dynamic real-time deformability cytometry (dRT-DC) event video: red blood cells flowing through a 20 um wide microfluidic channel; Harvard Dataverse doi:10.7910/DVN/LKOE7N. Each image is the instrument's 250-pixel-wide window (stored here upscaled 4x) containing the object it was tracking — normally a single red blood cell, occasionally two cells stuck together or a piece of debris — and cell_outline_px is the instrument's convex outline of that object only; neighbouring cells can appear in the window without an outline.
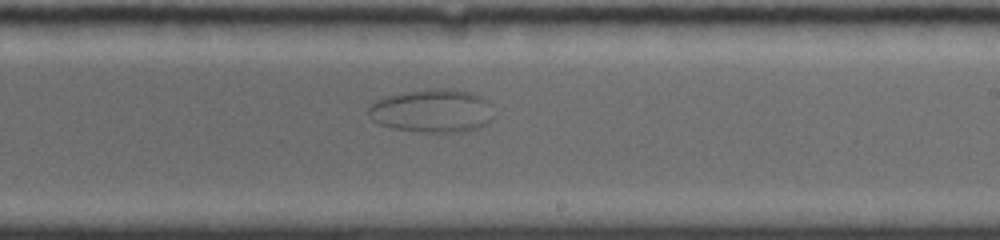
{"species": "common noctule bat (a hibernating species)", "species_latin": "Nyctalus noctula", "temperature_condition": "room temperature", "stored_images_in_passage": 81, "segment_of_instrument_passage": [1, 2], "camera_frame_rate_fps": 4000, "um_per_image_px": 0.085, "animal": {"sex": "female", "body_mass_g": 19.0, "forearm_length_mm": 56.7}, "frame": {"image": 1, "passage_image": 51, "time_ms": 9.25, "image_size_px": [1000, 240], "cell_outline_px": [[492, 120], [476, 128], [464, 132], [420, 132], [392, 128], [380, 124], [372, 120], [368, 116], [368, 108], [376, 100], [388, 96], [408, 92], [436, 88], [448, 88], [472, 92], [480, 96], [484, 100]], "centroid_in_image_um": [36.67, 9.43], "position_along_channel_um": 252.3, "area_um2": 31.1}}